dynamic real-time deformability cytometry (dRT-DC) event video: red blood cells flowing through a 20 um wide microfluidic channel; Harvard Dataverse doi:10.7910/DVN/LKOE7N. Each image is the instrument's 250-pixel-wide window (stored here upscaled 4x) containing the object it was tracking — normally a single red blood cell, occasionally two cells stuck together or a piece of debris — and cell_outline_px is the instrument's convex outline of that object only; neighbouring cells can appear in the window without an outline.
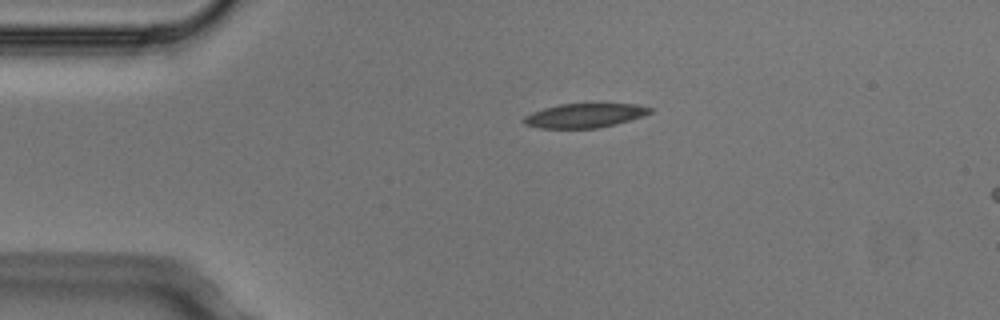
{"species": "Egyptian fruit bat (a non-hibernating species)", "species_latin": "Rousettus aegyptiacus", "temperature_condition": "cold", "stored_images_in_passage": 3, "camera_frame_rate_fps": 3000, "um_per_image_px": 0.085, "animal": {"sex": "male"}, "frame": {"image": 1, "passage_image": 1, "time_ms": 0.0, "image_size_px": [1000, 320], "cell_outline_px": [[652, 112], [616, 124], [596, 128], [540, 128], [524, 124], [520, 120], [524, 116], [532, 112], [544, 108], [560, 104], [636, 104], [652, 108]], "centroid_in_image_um": [49.63, 9.82], "position_along_channel_um": 35.4, "area_um2": 17.63}}